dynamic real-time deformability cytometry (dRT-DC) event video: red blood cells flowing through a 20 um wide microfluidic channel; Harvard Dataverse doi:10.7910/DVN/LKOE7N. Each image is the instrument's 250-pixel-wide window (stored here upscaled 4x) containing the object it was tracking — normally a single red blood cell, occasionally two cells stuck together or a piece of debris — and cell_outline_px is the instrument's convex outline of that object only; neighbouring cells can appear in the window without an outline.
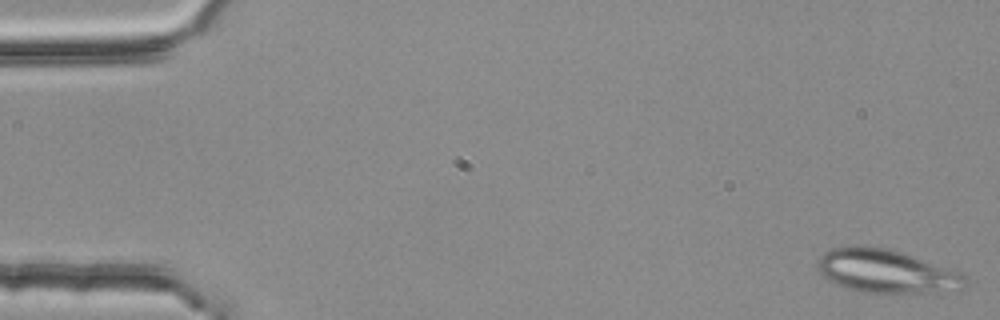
{"species": "common noctule bat (a hibernating species)", "species_latin": "Nyctalus noctula", "temperature_condition": "room temperature", "stored_images_in_passage": 4, "camera_frame_rate_fps": 3000, "um_per_image_px": 0.085, "animal": {"sex": "female", "body_mass_g": 25.1}, "frame": {"image": 1, "passage_image": 1, "time_ms": 0.0, "image_size_px": [1000, 320], "cell_outline_px": [[968, 280], [964, 288], [924, 296], [900, 296], [856, 292], [844, 288], [828, 280], [820, 272], [816, 264], [816, 260], [824, 252], [832, 248], [888, 248], [960, 272]], "centroid_in_image_um": [75.4, 23.17], "position_along_channel_um": 9.6, "area_um2": 38.26}}